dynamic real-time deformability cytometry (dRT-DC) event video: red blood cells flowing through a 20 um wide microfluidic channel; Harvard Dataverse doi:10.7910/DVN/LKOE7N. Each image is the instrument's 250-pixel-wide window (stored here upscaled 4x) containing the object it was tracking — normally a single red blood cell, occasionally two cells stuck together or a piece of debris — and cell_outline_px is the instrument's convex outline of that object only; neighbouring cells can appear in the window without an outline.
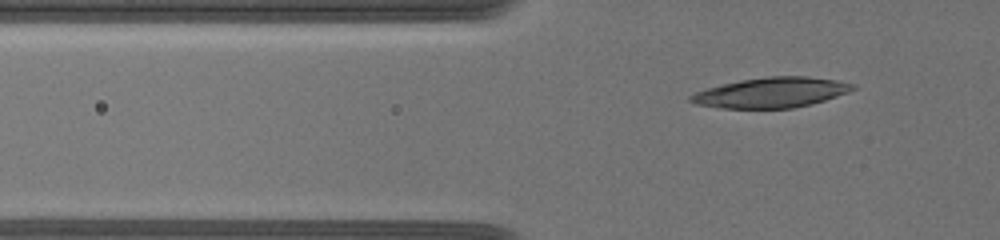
{"species": "common noctule bat (a hibernating species)", "species_latin": "Nyctalus noctula", "temperature_condition": "warm", "stored_images_in_passage": 50, "camera_frame_rate_fps": 3000, "um_per_image_px": 0.085, "animal": {"sex": "female", "body_mass_g": 19.5, "forearm_length_mm": 54.1}, "frame": {"image": 1, "passage_image": 4, "time_ms": 1.0, "image_size_px": [1000, 240], "cell_outline_px": [[856, 88], [848, 92], [824, 100], [792, 108], [724, 108], [696, 104], [688, 100], [688, 96], [696, 92], [708, 88], [740, 80], [768, 76], [804, 76], [832, 80], [856, 84]], "centroid_in_image_um": [65.54, 7.86], "position_along_channel_um": 60.3, "area_um2": 28.09}}
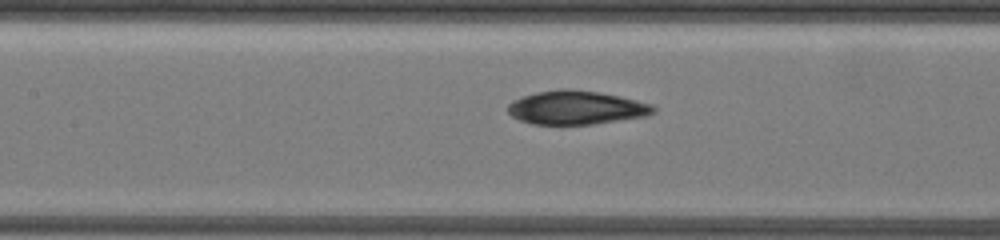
{"frame": {"image": 2, "passage_image": 13, "time_ms": 4.333, "image_size_px": [1000, 240], "cell_outline_px": [[656, 112], [644, 116], [592, 124], [532, 124], [520, 120], [512, 116], [508, 112], [508, 104], [512, 100], [536, 92], [560, 88], [572, 88], [596, 92], [616, 96], [652, 104], [656, 108]], "centroid_in_image_um": [48.94, 9.14], "position_along_channel_um": 158.5, "area_um2": 28.32}}
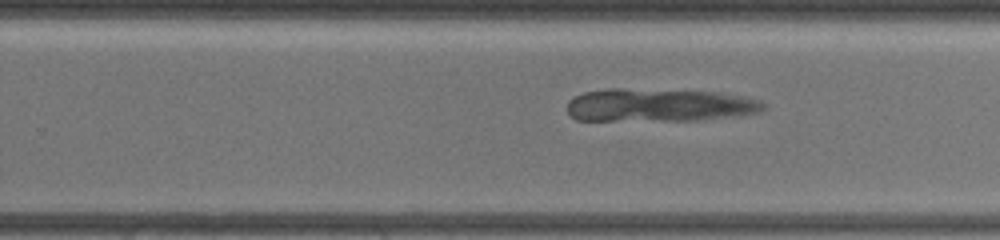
{"frame": {"image": 3, "passage_image": 26, "time_ms": 7.667, "image_size_px": [1000, 240], "cell_outline_px": [[764, 108], [760, 112], [740, 116], [696, 120], [576, 120], [568, 112], [568, 100], [584, 92], [608, 88], [620, 88], [712, 92], [736, 96], [756, 100], [764, 104]], "centroid_in_image_um": [55.97, 8.94], "position_along_channel_um": 273.8, "area_um2": 37.4}}